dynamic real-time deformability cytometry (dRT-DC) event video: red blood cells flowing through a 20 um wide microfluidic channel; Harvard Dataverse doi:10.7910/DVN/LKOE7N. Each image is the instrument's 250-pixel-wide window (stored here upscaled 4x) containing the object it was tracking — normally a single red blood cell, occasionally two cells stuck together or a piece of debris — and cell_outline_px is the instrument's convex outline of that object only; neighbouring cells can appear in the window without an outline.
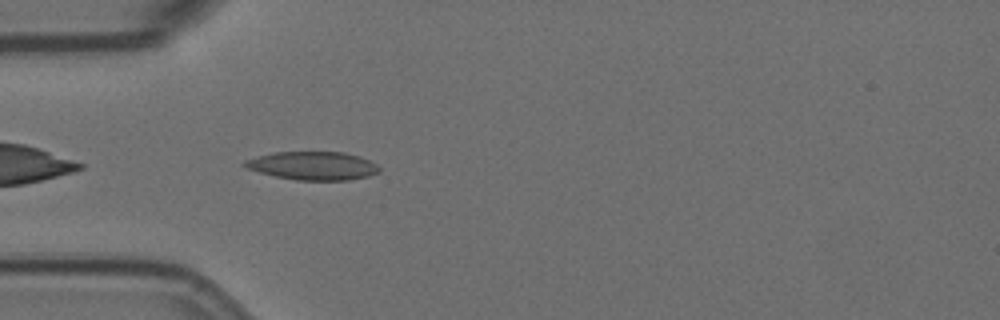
{"species": "Egyptian fruit bat (a non-hibernating species)", "species_latin": "Rousettus aegyptiacus", "temperature_condition": "room temperature", "stored_images_in_passage": 38, "camera_frame_rate_fps": 3000, "um_per_image_px": 0.085, "animal": {"sex": "female"}, "frame": {"image": 1, "passage_image": 1, "time_ms": 0.0, "image_size_px": [1000, 320], "cell_outline_px": [[380, 172], [368, 176], [348, 180], [296, 180], [276, 176], [260, 172], [248, 168], [240, 164], [244, 160], [276, 152], [344, 152], [360, 156], [376, 164], [380, 168]], "centroid_in_image_um": [26.62, 14.09], "position_along_channel_um": 58.4, "area_um2": 22.08}}
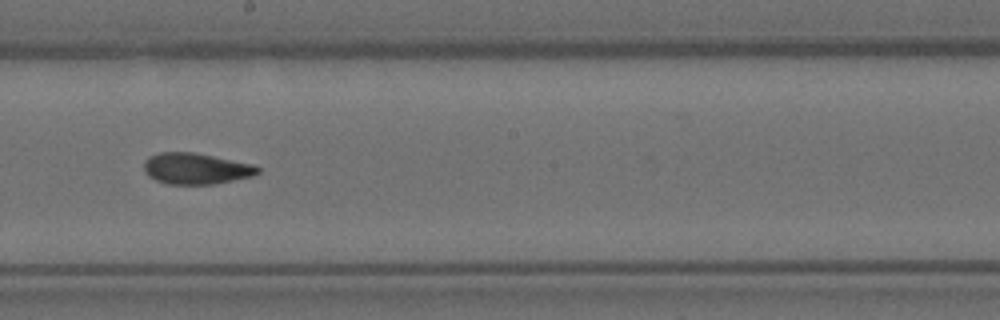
{"frame": {"image": 2, "passage_image": 16, "time_ms": 5.0, "image_size_px": [1000, 320], "cell_outline_px": [[260, 172], [252, 176], [212, 184], [168, 184], [156, 180], [148, 176], [144, 168], [144, 160], [148, 156], [160, 152], [192, 152], [252, 164], [260, 168]], "centroid_in_image_um": [16.62, 14.33], "position_along_channel_um": 231.6, "area_um2": 20.46}}
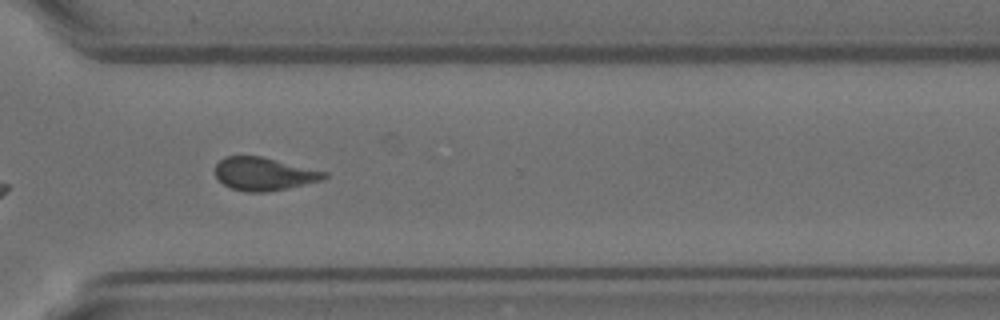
{"frame": {"image": 3, "passage_image": 26, "time_ms": 8.333, "image_size_px": [1000, 320], "cell_outline_px": [[328, 176], [324, 180], [288, 188], [268, 192], [244, 192], [232, 188], [224, 184], [216, 176], [216, 164], [224, 156], [260, 156], [328, 172]], "centroid_in_image_um": [22.46, 14.79], "position_along_channel_um": 348.1, "area_um2": 20.98}, "authors_computed_cell_mechanics": {"area_um2": 20.9236, "velocity_mm_per_s": 3.515, "shape_relaxation_time_tau1_ms": 8.6498, "shape_relaxation_time_tau2_ms": 2.7794, "deformation_change_tau1": 0.1661, "deformation_change_tau2": 0.1025}}